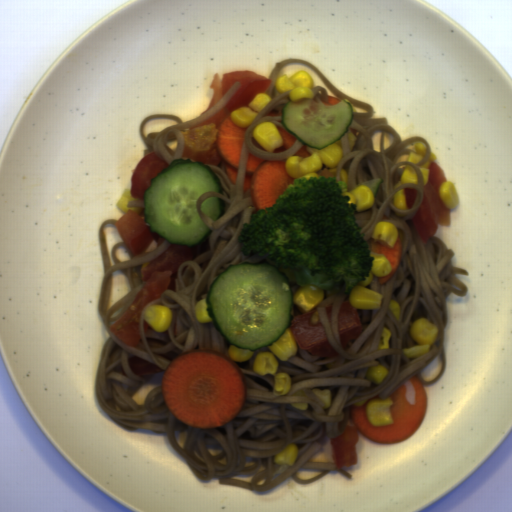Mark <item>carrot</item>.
I'll return each instance as SVG.
<instances>
[{
  "instance_id": "1",
  "label": "carrot",
  "mask_w": 512,
  "mask_h": 512,
  "mask_svg": "<svg viewBox=\"0 0 512 512\" xmlns=\"http://www.w3.org/2000/svg\"><path fill=\"white\" fill-rule=\"evenodd\" d=\"M161 386L169 412L196 429L225 426L248 400L240 365L214 350L188 351L172 359L163 372Z\"/></svg>"
},
{
  "instance_id": "2",
  "label": "carrot",
  "mask_w": 512,
  "mask_h": 512,
  "mask_svg": "<svg viewBox=\"0 0 512 512\" xmlns=\"http://www.w3.org/2000/svg\"><path fill=\"white\" fill-rule=\"evenodd\" d=\"M410 382L415 389V404L411 405L405 393L406 385H401L390 397L393 405L390 406V414L393 425L374 427L370 424L366 406L371 399L380 398L379 394L367 400L362 406L350 405V418L357 431L380 444L398 443L408 439L421 425L426 413L428 398L427 392L419 376L411 377Z\"/></svg>"
},
{
  "instance_id": "3",
  "label": "carrot",
  "mask_w": 512,
  "mask_h": 512,
  "mask_svg": "<svg viewBox=\"0 0 512 512\" xmlns=\"http://www.w3.org/2000/svg\"><path fill=\"white\" fill-rule=\"evenodd\" d=\"M285 160H264L249 152L244 175L243 195L249 189L256 213L271 208L288 185L294 184L285 169Z\"/></svg>"
},
{
  "instance_id": "4",
  "label": "carrot",
  "mask_w": 512,
  "mask_h": 512,
  "mask_svg": "<svg viewBox=\"0 0 512 512\" xmlns=\"http://www.w3.org/2000/svg\"><path fill=\"white\" fill-rule=\"evenodd\" d=\"M247 128L236 126L231 120V114L217 125L216 149L221 158L220 167L226 172L231 183L235 186Z\"/></svg>"
},
{
  "instance_id": "5",
  "label": "carrot",
  "mask_w": 512,
  "mask_h": 512,
  "mask_svg": "<svg viewBox=\"0 0 512 512\" xmlns=\"http://www.w3.org/2000/svg\"><path fill=\"white\" fill-rule=\"evenodd\" d=\"M369 249L370 252H374L376 254H383L386 256L390 262L392 270L389 275L386 277H378L379 285L386 284L398 271L402 258H403V244L402 239L399 235L395 245L393 248H388L385 245L374 241V239H370L369 241Z\"/></svg>"
},
{
  "instance_id": "6",
  "label": "carrot",
  "mask_w": 512,
  "mask_h": 512,
  "mask_svg": "<svg viewBox=\"0 0 512 512\" xmlns=\"http://www.w3.org/2000/svg\"><path fill=\"white\" fill-rule=\"evenodd\" d=\"M277 128L282 136V146L277 148L276 150L273 151V154L274 153H277V152H281V151H284L290 147L293 146V144L296 142L297 138L292 135L290 132H288L287 130L281 128L280 126L277 125Z\"/></svg>"
},
{
  "instance_id": "7",
  "label": "carrot",
  "mask_w": 512,
  "mask_h": 512,
  "mask_svg": "<svg viewBox=\"0 0 512 512\" xmlns=\"http://www.w3.org/2000/svg\"><path fill=\"white\" fill-rule=\"evenodd\" d=\"M341 100L339 98H336V97H332V96H329L328 95V103L327 105H333V104H337L338 102H340Z\"/></svg>"
}]
</instances>
